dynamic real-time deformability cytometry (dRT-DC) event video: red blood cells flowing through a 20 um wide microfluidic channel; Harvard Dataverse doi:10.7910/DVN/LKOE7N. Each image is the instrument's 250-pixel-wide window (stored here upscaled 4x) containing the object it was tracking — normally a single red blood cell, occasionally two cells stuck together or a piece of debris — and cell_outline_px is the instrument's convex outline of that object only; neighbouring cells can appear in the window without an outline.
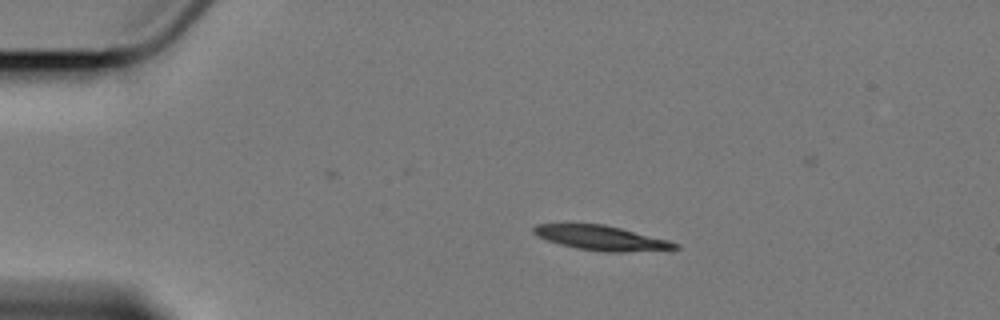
{"species": "Egyptian fruit bat (a non-hibernating species)", "species_latin": "Rousettus aegyptiacus", "temperature_condition": "cold", "stored_images_in_passage": 9, "camera_frame_rate_fps": 3000, "um_per_image_px": 0.085, "animal": {"sex": "female"}, "frame": {"image": 1, "passage_image": 3, "time_ms": 2.333, "image_size_px": [1000, 320], "cell_outline_px": [[680, 248], [624, 252], [604, 252], [576, 248], [560, 244], [536, 236], [532, 232], [532, 228], [536, 224], [560, 220], [604, 224], [668, 240], [680, 244]], "centroid_in_image_um": [50.95, 20.16], "position_along_channel_um": 34.1, "area_um2": 21.1}}
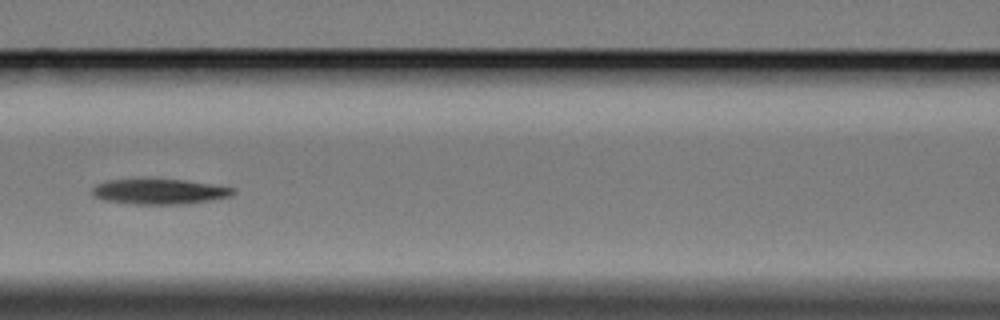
{"frame": {"image": 2, "passage_image": 7, "time_ms": 7.333, "image_size_px": [1000, 320], "cell_outline_px": [[236, 192], [228, 196], [212, 200], [188, 204], [128, 204], [104, 200], [92, 196], [92, 188], [96, 184], [108, 180], [184, 180], [236, 188]], "centroid_in_image_um": [13.53, 16.3], "position_along_channel_um": 153.1, "area_um2": 20.63}}
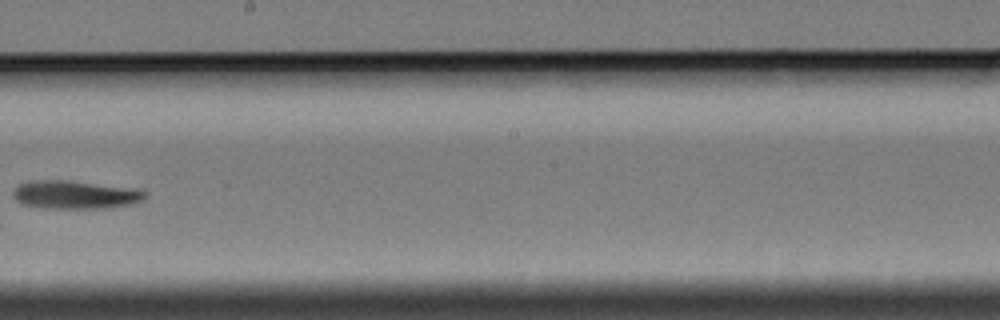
{"frame": {"image": 3, "passage_image": 9, "time_ms": 10.0, "image_size_px": [1000, 320], "cell_outline_px": [[148, 196], [132, 204], [108, 208], [44, 208], [20, 204], [12, 196], [12, 192], [20, 184], [36, 180], [68, 180], [136, 188], [148, 192]], "centroid_in_image_um": [6.41, 16.55], "position_along_channel_um": 241.8, "area_um2": 21.91}}